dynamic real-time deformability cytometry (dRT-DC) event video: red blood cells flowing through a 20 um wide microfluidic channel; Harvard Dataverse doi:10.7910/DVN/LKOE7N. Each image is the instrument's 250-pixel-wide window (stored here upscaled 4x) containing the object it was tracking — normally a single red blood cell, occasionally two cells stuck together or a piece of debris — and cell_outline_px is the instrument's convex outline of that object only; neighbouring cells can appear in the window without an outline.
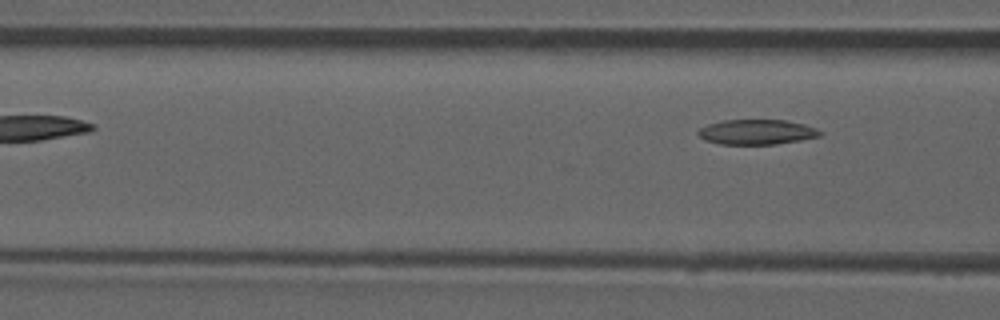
{"species": "common noctule bat (a hibernating species)", "species_latin": "Nyctalus noctula", "temperature_condition": "room temperature", "stored_images_in_passage": 4, "camera_frame_rate_fps": 3000, "um_per_image_px": 0.085, "animal": {"sex": "male", "forearm_length_mm": 52.5}, "frame": {"image": 1, "passage_image": 4, "time_ms": 4.333, "image_size_px": [1000, 320], "cell_outline_px": [[824, 136], [776, 144], [720, 144], [704, 140], [696, 132], [700, 128], [708, 124], [724, 120], [784, 120], [804, 124], [816, 128], [824, 132]], "centroid_in_image_um": [64.36, 11.22], "position_along_channel_um": 102.2, "area_um2": 17.86}}